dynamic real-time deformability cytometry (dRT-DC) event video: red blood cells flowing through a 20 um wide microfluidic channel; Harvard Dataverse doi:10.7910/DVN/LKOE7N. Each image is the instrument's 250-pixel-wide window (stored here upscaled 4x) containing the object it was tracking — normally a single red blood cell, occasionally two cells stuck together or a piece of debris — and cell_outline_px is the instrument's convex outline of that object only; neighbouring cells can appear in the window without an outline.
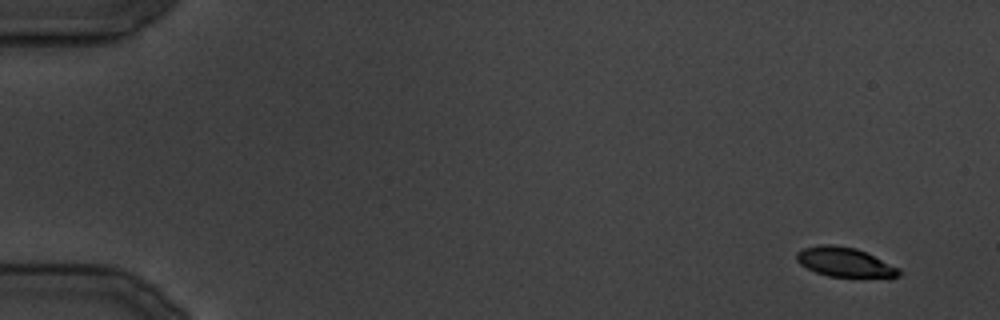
{"species": "common noctule bat (a hibernating species)", "species_latin": "Nyctalus noctula", "temperature_condition": "cold", "stored_images_in_passage": 14, "camera_frame_rate_fps": 3000, "um_per_image_px": 0.085, "animal": {"sex": "male", "body_mass_g": 19.5, "forearm_length_mm": 54.6}, "frame": {"image": 1, "passage_image": 3, "time_ms": 2.333, "image_size_px": [1000, 320], "cell_outline_px": [[904, 272], [900, 276], [888, 280], [828, 276], [816, 272], [800, 264], [796, 260], [796, 252], [804, 248], [820, 244], [832, 244], [856, 248], [900, 268]], "centroid_in_image_um": [71.91, 22.33], "position_along_channel_um": 13.1, "area_um2": 18.32}}
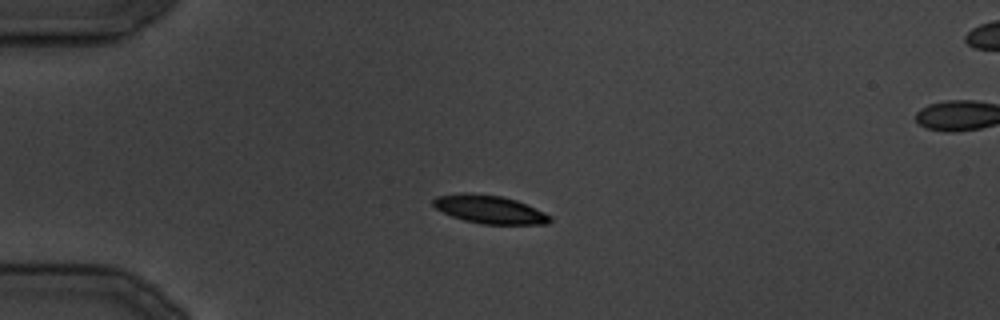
{"frame": {"image": 2, "passage_image": 10, "time_ms": 11.0, "image_size_px": [1000, 320], "cell_outline_px": [[552, 220], [548, 224], [484, 224], [464, 220], [452, 216], [436, 208], [432, 204], [432, 200], [436, 196], [464, 192], [468, 192], [500, 196], [516, 200], [544, 212], [552, 216]], "centroid_in_image_um": [41.61, 17.79], "position_along_channel_um": 43.4, "area_um2": 19.13}}